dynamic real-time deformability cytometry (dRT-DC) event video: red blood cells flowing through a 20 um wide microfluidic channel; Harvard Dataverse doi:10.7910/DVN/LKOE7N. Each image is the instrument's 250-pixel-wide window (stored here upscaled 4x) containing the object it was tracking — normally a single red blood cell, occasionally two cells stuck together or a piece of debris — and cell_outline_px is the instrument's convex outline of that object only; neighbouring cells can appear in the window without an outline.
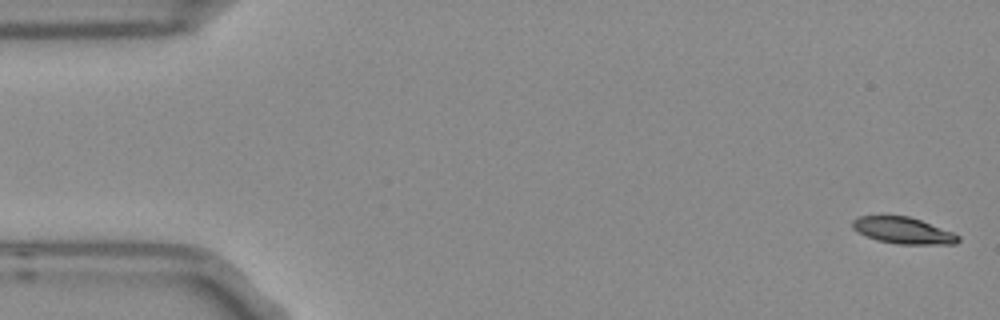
{"species": "Egyptian fruit bat (a non-hibernating species)", "species_latin": "Rousettus aegyptiacus", "temperature_condition": "room temperature", "stored_images_in_passage": 5, "camera_frame_rate_fps": 3000, "um_per_image_px": 0.085, "frame": {"image": 1, "passage_image": 1, "time_ms": 0.0, "image_size_px": [1000, 320], "cell_outline_px": [[960, 240], [956, 244], [900, 244], [880, 240], [868, 236], [852, 228], [852, 220], [860, 216], [908, 216], [920, 220], [952, 232], [960, 236]], "centroid_in_image_um": [76.8, 19.59], "position_along_channel_um": 8.2, "area_um2": 15.95}}
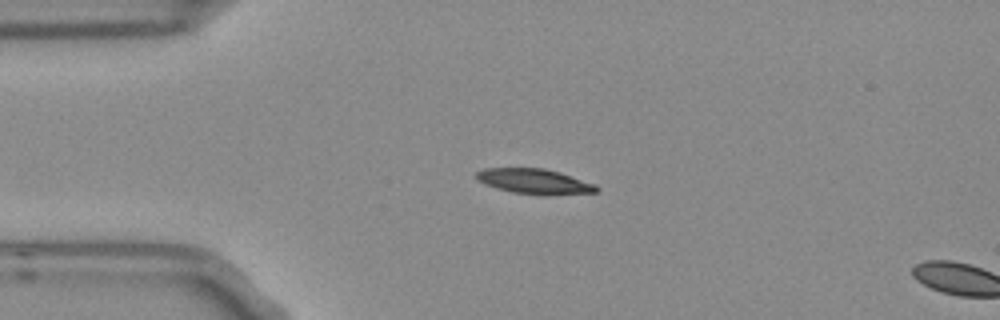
{"frame": {"image": 2, "passage_image": 4, "time_ms": 1.0, "image_size_px": [1000, 320], "cell_outline_px": [[600, 188], [596, 192], [512, 192], [496, 188], [484, 184], [476, 180], [476, 172], [484, 168], [544, 168], [560, 172], [596, 184]], "centroid_in_image_um": [45.33, 15.35], "position_along_channel_um": 39.7, "area_um2": 16.65}}